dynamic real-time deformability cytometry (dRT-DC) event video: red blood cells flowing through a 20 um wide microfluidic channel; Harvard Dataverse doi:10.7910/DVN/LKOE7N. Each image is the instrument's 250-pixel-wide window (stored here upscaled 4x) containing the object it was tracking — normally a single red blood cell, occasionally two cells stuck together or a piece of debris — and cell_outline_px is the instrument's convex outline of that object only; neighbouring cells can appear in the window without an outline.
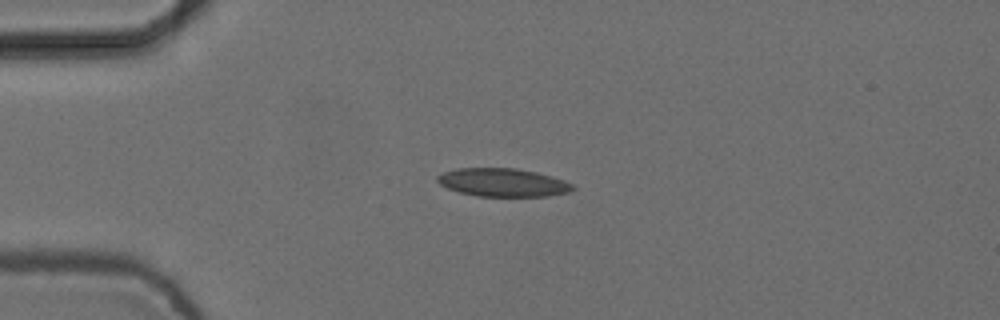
{"species": "common noctule bat (a hibernating species)", "species_latin": "Nyctalus noctula", "temperature_condition": "cold", "stored_images_in_passage": 6, "camera_frame_rate_fps": 3000, "um_per_image_px": 0.085, "animal": {"sex": "female", "body_mass_g": 24.6, "forearm_length_mm": 56.2}, "frame": {"image": 1, "passage_image": 4, "time_ms": 1.0, "image_size_px": [1000, 320], "cell_outline_px": [[576, 188], [568, 192], [548, 196], [476, 196], [460, 192], [448, 188], [440, 184], [436, 180], [436, 176], [444, 172], [456, 168], [516, 168], [536, 172], [552, 176], [564, 180], [572, 184]], "centroid_in_image_um": [42.74, 15.5], "position_along_channel_um": 42.3, "area_um2": 22.25}}
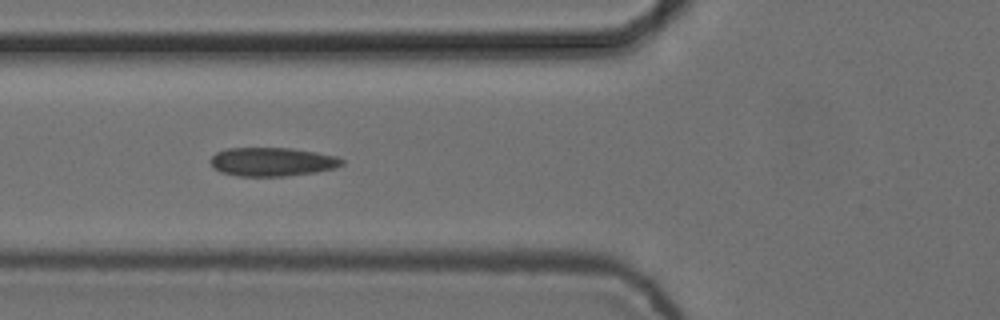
{"frame": {"image": 2, "passage_image": 6, "time_ms": 1.667, "image_size_px": [1000, 320], "cell_outline_px": [[344, 164], [336, 168], [316, 172], [284, 176], [236, 176], [220, 172], [212, 168], [208, 160], [216, 152], [228, 148], [292, 148], [316, 152], [336, 156], [344, 160]], "centroid_in_image_um": [23.11, 13.75], "position_along_channel_um": 102.7, "area_um2": 22.25}}